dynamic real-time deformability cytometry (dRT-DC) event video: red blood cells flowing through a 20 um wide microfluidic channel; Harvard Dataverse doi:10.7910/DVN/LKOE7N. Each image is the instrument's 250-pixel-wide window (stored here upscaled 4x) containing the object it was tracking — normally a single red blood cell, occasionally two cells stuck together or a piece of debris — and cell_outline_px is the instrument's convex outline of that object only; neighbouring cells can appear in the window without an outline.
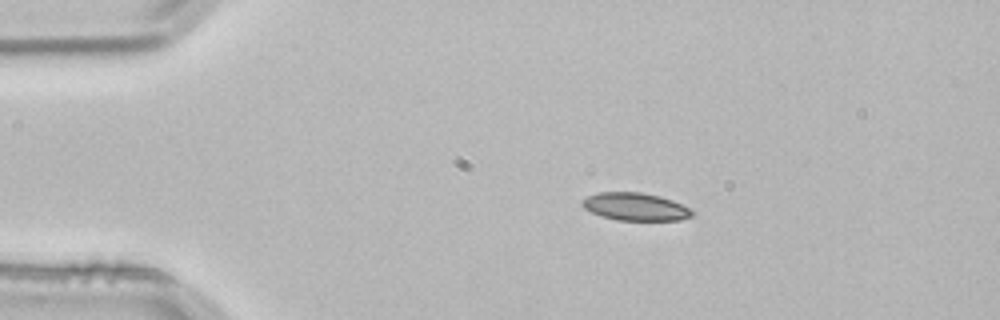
{"species": "common noctule bat (a hibernating species)", "species_latin": "Nyctalus noctula", "temperature_condition": "room temperature", "stored_images_in_passage": 2, "camera_frame_rate_fps": 3000, "um_per_image_px": 0.085, "animal": {"sex": "male", "body_mass_g": 21.5, "forearm_length_mm": 52.0}, "frame": {"image": 1, "passage_image": 1, "time_ms": 0.0, "image_size_px": [1000, 320], "cell_outline_px": [[696, 212], [692, 216], [680, 220], [616, 220], [600, 216], [584, 208], [580, 204], [580, 200], [596, 192], [640, 192], [660, 196], [672, 200], [692, 208]], "centroid_in_image_um": [54.01, 17.57], "position_along_channel_um": 31.0, "area_um2": 18.03}}